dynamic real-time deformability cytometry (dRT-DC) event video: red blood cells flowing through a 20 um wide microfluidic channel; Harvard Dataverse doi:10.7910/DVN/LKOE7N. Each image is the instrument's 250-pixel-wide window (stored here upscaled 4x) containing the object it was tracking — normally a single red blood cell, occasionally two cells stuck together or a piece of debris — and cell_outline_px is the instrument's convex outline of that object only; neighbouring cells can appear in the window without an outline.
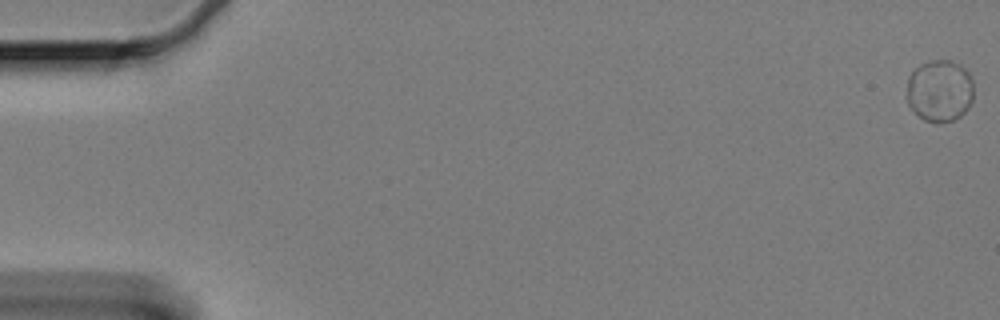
{"species": "Egyptian fruit bat (a non-hibernating species)", "species_latin": "Rousettus aegyptiacus", "temperature_condition": "cold", "stored_images_in_passage": 8, "camera_frame_rate_fps": 3000, "um_per_image_px": 0.085, "animal": {"sex": "female"}, "frame": {"image": 1, "passage_image": 1, "time_ms": 0.0, "image_size_px": [1000, 320], "cell_outline_px": [[972, 100], [968, 108], [960, 116], [952, 120], [940, 124], [936, 124], [924, 120], [908, 104], [908, 76], [920, 64], [928, 60], [948, 60], [960, 64], [968, 72], [972, 80]], "centroid_in_image_um": [79.88, 7.71], "position_along_channel_um": 5.1, "area_um2": 24.16}}